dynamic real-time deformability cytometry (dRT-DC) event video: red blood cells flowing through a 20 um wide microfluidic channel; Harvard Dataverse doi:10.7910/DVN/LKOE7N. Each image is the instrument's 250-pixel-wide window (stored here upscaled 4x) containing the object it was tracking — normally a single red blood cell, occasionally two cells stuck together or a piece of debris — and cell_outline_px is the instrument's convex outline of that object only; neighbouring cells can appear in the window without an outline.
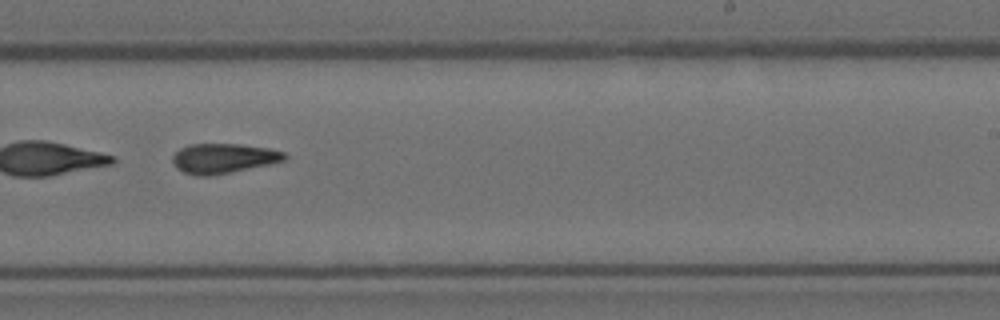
{"species": "Egyptian fruit bat (a non-hibernating species)", "species_latin": "Rousettus aegyptiacus", "temperature_condition": "room temperature", "stored_images_in_passage": 40, "camera_frame_rate_fps": 3000, "um_per_image_px": 0.085, "animal": {"sex": "female"}, "frame": {"image": 1, "passage_image": 23, "time_ms": 7.333, "image_size_px": [1000, 320], "cell_outline_px": [[288, 156], [284, 160], [268, 164], [208, 176], [196, 176], [184, 172], [176, 168], [172, 160], [172, 156], [180, 148], [188, 144], [240, 144], [268, 148], [284, 152]], "centroid_in_image_um": [18.95, 13.45], "position_along_channel_um": 270.1, "area_um2": 19.25}}
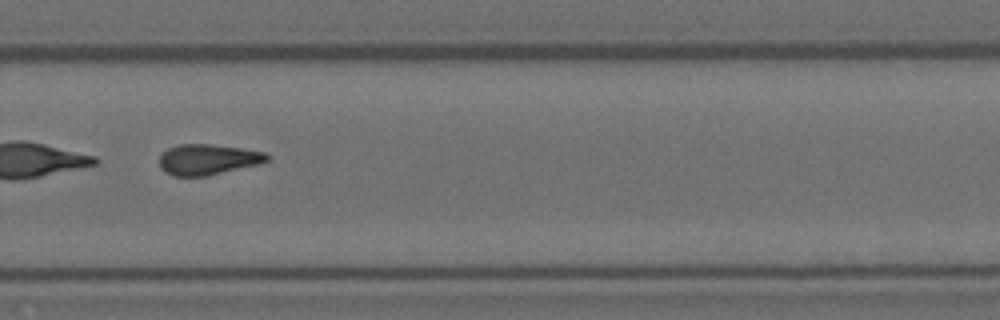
{"frame": {"image": 2, "passage_image": 26, "time_ms": 8.333, "image_size_px": [1000, 320], "cell_outline_px": [[272, 156], [268, 160], [256, 164], [204, 176], [172, 176], [164, 172], [160, 168], [160, 156], [168, 148], [180, 144], [212, 144], [268, 152]], "centroid_in_image_um": [17.66, 13.54], "position_along_channel_um": 312.1, "area_um2": 19.07}}
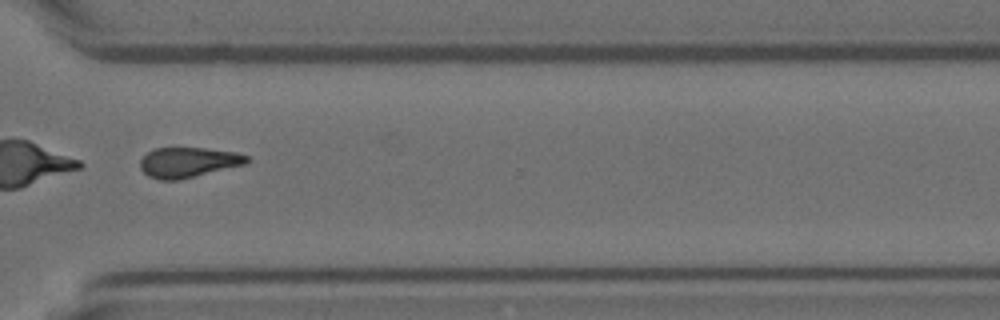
{"frame": {"image": 3, "passage_image": 29, "time_ms": 9.333, "image_size_px": [1000, 320], "cell_outline_px": [[252, 160], [244, 164], [180, 180], [160, 180], [148, 176], [140, 168], [140, 160], [148, 152], [156, 148], [204, 148], [236, 152], [248, 156]], "centroid_in_image_um": [16.0, 13.8], "position_along_channel_um": 354.6, "area_um2": 18.67}}